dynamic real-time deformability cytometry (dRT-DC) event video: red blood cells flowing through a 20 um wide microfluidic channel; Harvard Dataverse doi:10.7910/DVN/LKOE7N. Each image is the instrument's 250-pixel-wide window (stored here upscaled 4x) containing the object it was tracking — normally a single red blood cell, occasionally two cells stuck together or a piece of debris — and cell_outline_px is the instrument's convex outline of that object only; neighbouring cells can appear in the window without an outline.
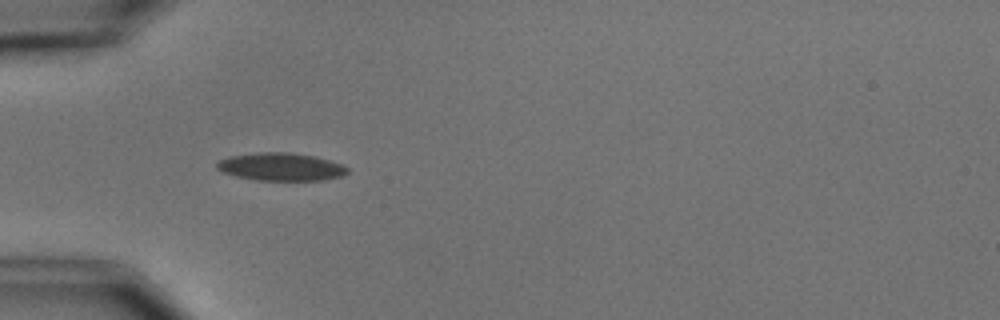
{"species": "common noctule bat (a hibernating species)", "species_latin": "Nyctalus noctula", "temperature_condition": "cold", "stored_images_in_passage": 5, "camera_frame_rate_fps": 3000, "um_per_image_px": 0.085, "animal": {"sex": "male", "body_mass_g": 15.6}, "frame": {"image": 1, "passage_image": 4, "time_ms": 3.667, "image_size_px": [1000, 320], "cell_outline_px": [[348, 172], [344, 176], [324, 180], [256, 180], [236, 176], [224, 172], [216, 168], [216, 160], [232, 156], [260, 152], [288, 152], [312, 156], [328, 160], [340, 164], [348, 168]], "centroid_in_image_um": [23.87, 14.18], "position_along_channel_um": 61.1, "area_um2": 21.04}}